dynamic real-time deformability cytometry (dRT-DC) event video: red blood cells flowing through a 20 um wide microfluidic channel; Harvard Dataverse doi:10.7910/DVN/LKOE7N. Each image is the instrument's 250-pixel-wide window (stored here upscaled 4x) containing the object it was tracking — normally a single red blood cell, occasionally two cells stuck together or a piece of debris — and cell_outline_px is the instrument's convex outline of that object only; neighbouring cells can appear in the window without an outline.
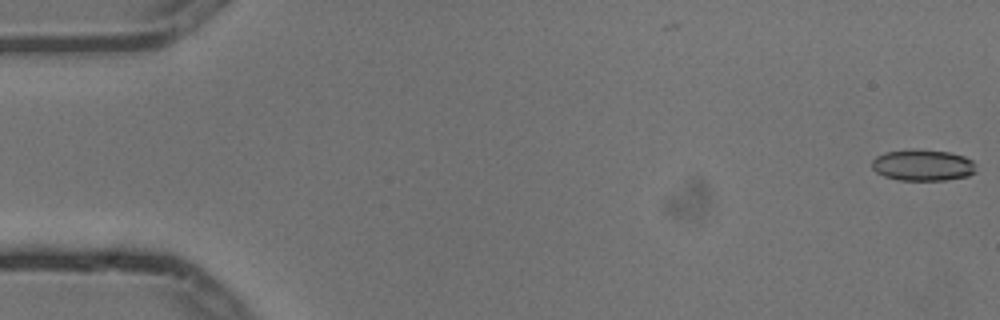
{"species": "common noctule bat (a hibernating species)", "species_latin": "Nyctalus noctula", "temperature_condition": "cold", "stored_images_in_passage": 9, "camera_frame_rate_fps": 3000, "um_per_image_px": 0.085, "animal": {"sex": "male", "body_mass_g": 13.3}, "frame": {"image": 1, "passage_image": 1, "time_ms": 0.0, "image_size_px": [1000, 320], "cell_outline_px": [[976, 172], [968, 176], [944, 180], [900, 180], [884, 176], [876, 172], [872, 168], [872, 160], [876, 156], [884, 152], [948, 152], [964, 156], [972, 160], [976, 164]], "centroid_in_image_um": [78.47, 14.09], "position_along_channel_um": 6.5, "area_um2": 18.32}}
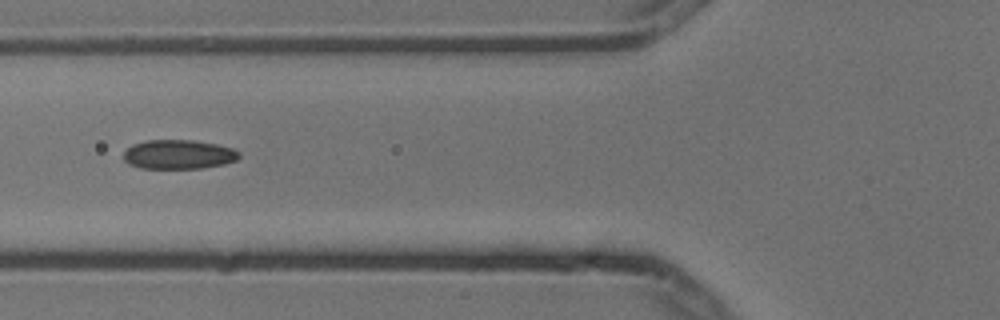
{"frame": {"image": 2, "passage_image": 6, "time_ms": 1.667, "image_size_px": [1000, 320], "cell_outline_px": [[240, 156], [236, 160], [224, 164], [200, 168], [140, 168], [128, 164], [124, 160], [124, 152], [132, 144], [144, 140], [192, 140], [216, 144], [232, 148], [240, 152]], "centroid_in_image_um": [15.16, 13.12], "position_along_channel_um": 110.6, "area_um2": 19.71}}
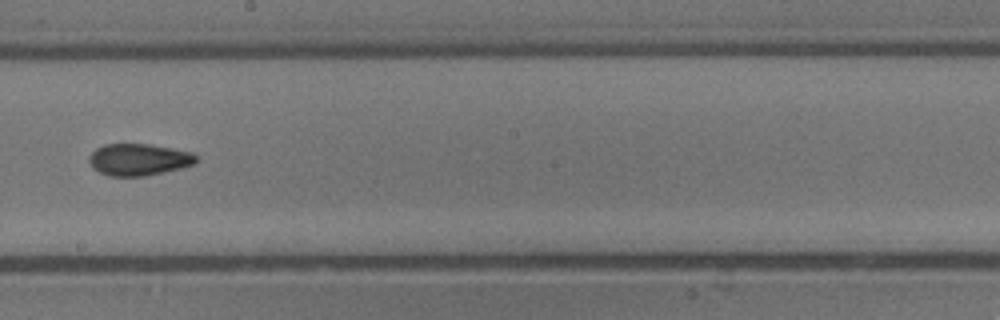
{"frame": {"image": 3, "passage_image": 9, "time_ms": 2.667, "image_size_px": [1000, 320], "cell_outline_px": [[196, 164], [164, 172], [144, 176], [108, 176], [92, 168], [88, 160], [88, 156], [96, 148], [104, 144], [148, 144], [172, 148], [192, 152], [196, 156]], "centroid_in_image_um": [11.77, 13.56], "position_along_channel_um": 236.4, "area_um2": 19.94}}